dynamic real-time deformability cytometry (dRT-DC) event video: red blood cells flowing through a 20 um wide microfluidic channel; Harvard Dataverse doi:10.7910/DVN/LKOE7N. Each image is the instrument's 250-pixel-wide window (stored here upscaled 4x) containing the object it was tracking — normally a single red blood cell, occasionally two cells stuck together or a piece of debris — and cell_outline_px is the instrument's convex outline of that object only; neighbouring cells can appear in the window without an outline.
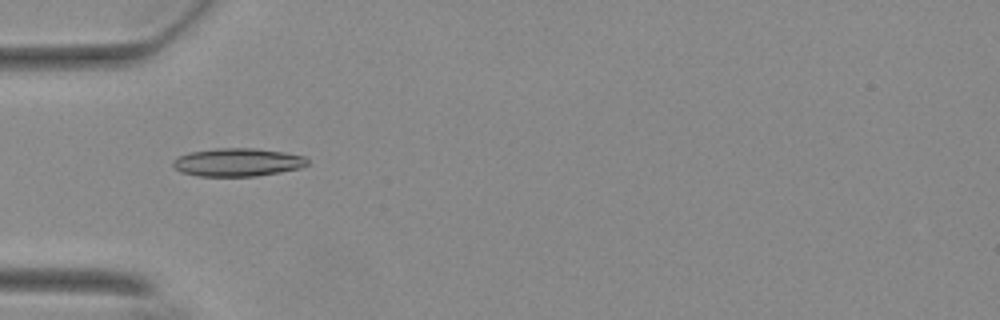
{"species": "Egyptian fruit bat (a non-hibernating species)", "species_latin": "Rousettus aegyptiacus", "temperature_condition": "warm", "stored_images_in_passage": 17, "camera_frame_rate_fps": 3000, "um_per_image_px": 0.085, "animal": {"sex": "female"}, "frame": {"image": 1, "passage_image": 1, "time_ms": 0.0, "image_size_px": [1000, 320], "cell_outline_px": [[308, 164], [300, 168], [280, 172], [256, 176], [196, 176], [180, 172], [172, 164], [172, 160], [188, 152], [216, 148], [256, 148], [284, 152], [304, 156], [308, 160]], "centroid_in_image_um": [20.18, 13.79], "position_along_channel_um": 64.8, "area_um2": 22.14}}
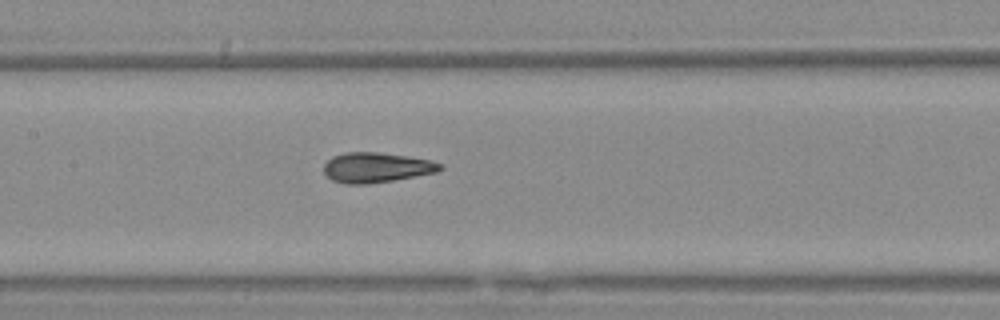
{"frame": {"image": 2, "passage_image": 10, "time_ms": 3.0, "image_size_px": [1000, 320], "cell_outline_px": [[444, 168], [436, 172], [392, 180], [368, 184], [344, 184], [332, 180], [324, 172], [324, 164], [332, 156], [344, 152], [376, 152], [432, 160], [440, 164]], "centroid_in_image_um": [31.95, 14.24], "position_along_channel_um": 175.4, "area_um2": 20.17}}
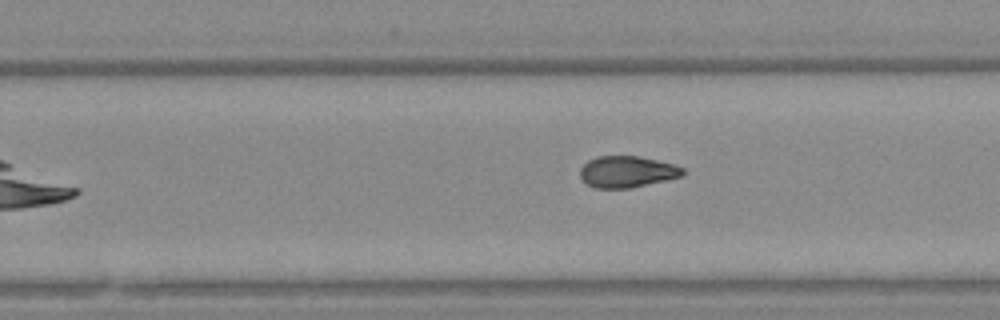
{"frame": {"image": 3, "passage_image": 15, "time_ms": 4.667, "image_size_px": [1000, 320], "cell_outline_px": [[684, 172], [680, 176], [664, 180], [628, 188], [596, 188], [588, 184], [580, 176], [580, 168], [588, 160], [596, 156], [640, 156], [672, 164], [684, 168]], "centroid_in_image_um": [53.26, 14.58], "position_along_channel_um": 276.5, "area_um2": 18.5}}